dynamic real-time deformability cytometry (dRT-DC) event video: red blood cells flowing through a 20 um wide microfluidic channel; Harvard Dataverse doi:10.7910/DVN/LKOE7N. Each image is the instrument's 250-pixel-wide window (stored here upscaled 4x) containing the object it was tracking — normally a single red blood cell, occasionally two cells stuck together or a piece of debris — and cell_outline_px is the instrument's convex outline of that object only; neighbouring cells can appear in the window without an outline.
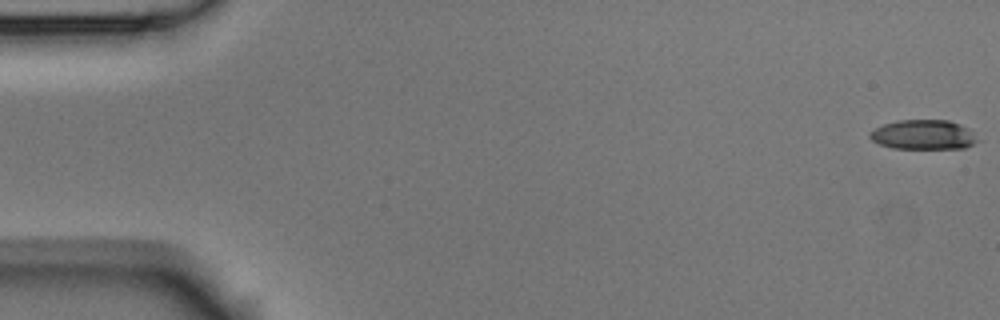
{"species": "Egyptian fruit bat (a non-hibernating species)", "species_latin": "Rousettus aegyptiacus", "temperature_condition": "room temperature", "stored_images_in_passage": 5, "camera_frame_rate_fps": 3000, "um_per_image_px": 0.085, "animal": {"sex": "male"}, "frame": {"image": 1, "passage_image": 1, "time_ms": 0.0, "image_size_px": [1000, 320], "cell_outline_px": [[980, 140], [964, 148], [892, 148], [880, 144], [872, 140], [868, 136], [868, 132], [884, 124], [900, 120], [948, 120], [960, 124], [968, 128]], "centroid_in_image_um": [78.49, 11.45], "position_along_channel_um": 6.5, "area_um2": 18.5}}
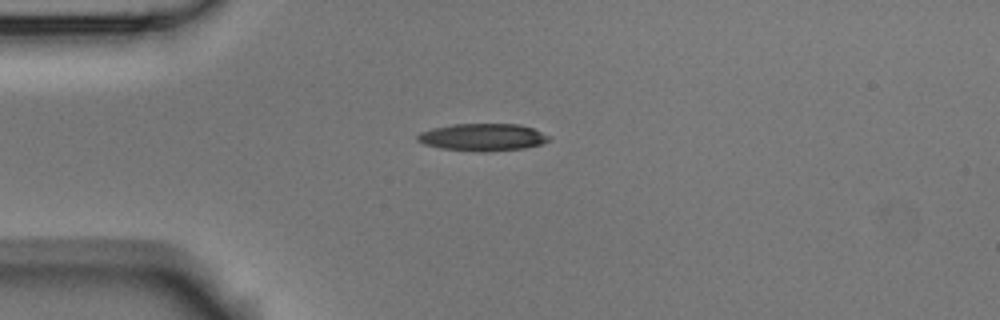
{"frame": {"image": 2, "passage_image": 4, "time_ms": 1.0, "image_size_px": [1000, 320], "cell_outline_px": [[552, 140], [540, 144], [524, 148], [488, 152], [476, 152], [440, 148], [424, 144], [416, 140], [416, 136], [420, 132], [432, 128], [452, 124], [520, 124], [532, 128], [552, 136]], "centroid_in_image_um": [41.04, 11.67], "position_along_channel_um": 44.0, "area_um2": 21.21}}